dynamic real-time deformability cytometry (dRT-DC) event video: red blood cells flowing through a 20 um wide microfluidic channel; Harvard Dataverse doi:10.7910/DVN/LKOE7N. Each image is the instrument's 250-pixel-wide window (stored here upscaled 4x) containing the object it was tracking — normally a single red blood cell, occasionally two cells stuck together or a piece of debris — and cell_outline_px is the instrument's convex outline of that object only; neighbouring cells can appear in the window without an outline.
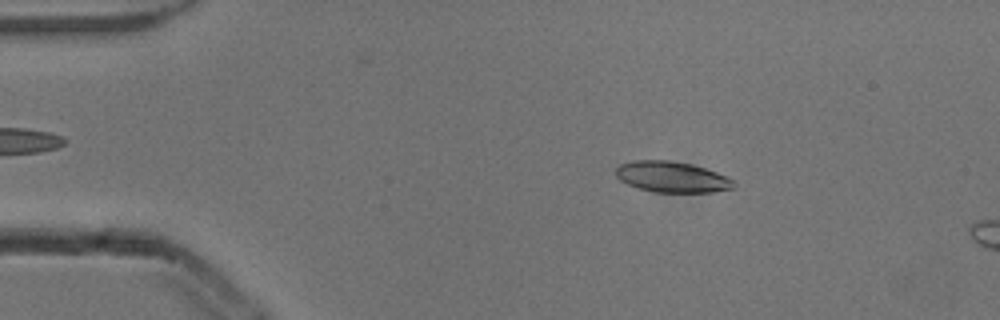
{"species": "common noctule bat (a hibernating species)", "species_latin": "Nyctalus noctula", "temperature_condition": "cold", "stored_images_in_passage": 18, "camera_frame_rate_fps": 3000, "um_per_image_px": 0.085, "animal": {"sex": "male", "body_mass_g": 13.3}, "frame": {"image": 1, "passage_image": 9, "time_ms": 2.667, "image_size_px": [1000, 320], "cell_outline_px": [[736, 184], [732, 188], [712, 192], [656, 192], [640, 188], [628, 184], [620, 180], [616, 176], [616, 168], [620, 164], [632, 160], [668, 160], [692, 164], [716, 172], [736, 180]], "centroid_in_image_um": [57.12, 15.03], "position_along_channel_um": 27.9, "area_um2": 21.15}}
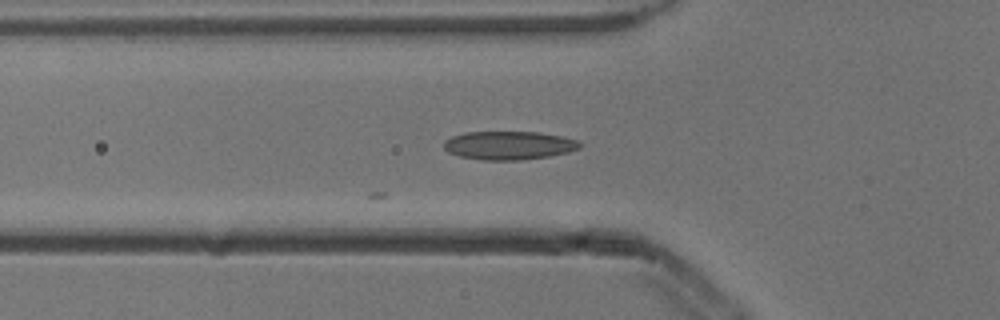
{"frame": {"image": 2, "passage_image": 18, "time_ms": 5.667, "image_size_px": [1000, 320], "cell_outline_px": [[584, 144], [580, 148], [568, 152], [548, 156], [520, 160], [484, 160], [460, 156], [448, 152], [444, 148], [444, 140], [452, 136], [464, 132], [540, 132], [580, 140]], "centroid_in_image_um": [43.28, 12.35], "position_along_channel_um": 82.5, "area_um2": 22.66}}